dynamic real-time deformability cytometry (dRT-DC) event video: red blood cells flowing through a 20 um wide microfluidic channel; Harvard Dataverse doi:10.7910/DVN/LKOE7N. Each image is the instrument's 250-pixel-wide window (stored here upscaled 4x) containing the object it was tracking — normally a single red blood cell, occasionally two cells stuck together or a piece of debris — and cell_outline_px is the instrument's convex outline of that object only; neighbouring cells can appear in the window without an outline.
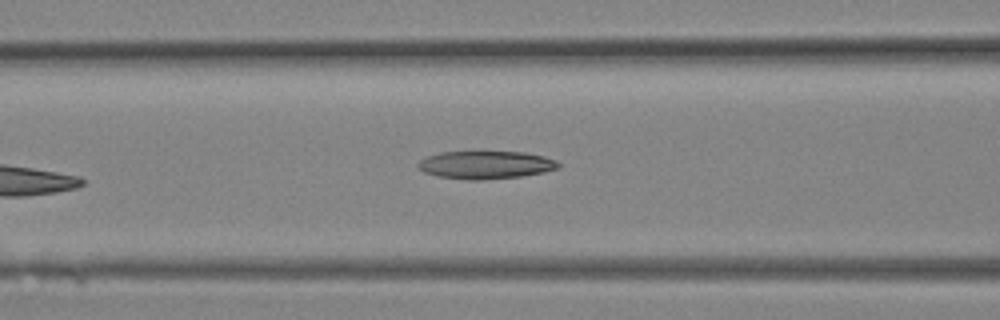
{"species": "Egyptian fruit bat (a non-hibernating species)", "species_latin": "Rousettus aegyptiacus", "temperature_condition": "room temperature", "stored_images_in_passage": 12, "camera_frame_rate_fps": 3000, "um_per_image_px": 0.085, "animal": {"sex": "female"}, "frame": {"image": 1, "passage_image": 12, "time_ms": 3.667, "image_size_px": [1000, 320], "cell_outline_px": [[560, 164], [556, 168], [544, 172], [520, 176], [480, 180], [468, 180], [436, 176], [424, 172], [416, 164], [420, 160], [428, 156], [440, 152], [476, 148], [524, 152], [544, 156], [556, 160]], "centroid_in_image_um": [41.24, 13.95], "position_along_channel_um": 125.4, "area_um2": 23.87}}